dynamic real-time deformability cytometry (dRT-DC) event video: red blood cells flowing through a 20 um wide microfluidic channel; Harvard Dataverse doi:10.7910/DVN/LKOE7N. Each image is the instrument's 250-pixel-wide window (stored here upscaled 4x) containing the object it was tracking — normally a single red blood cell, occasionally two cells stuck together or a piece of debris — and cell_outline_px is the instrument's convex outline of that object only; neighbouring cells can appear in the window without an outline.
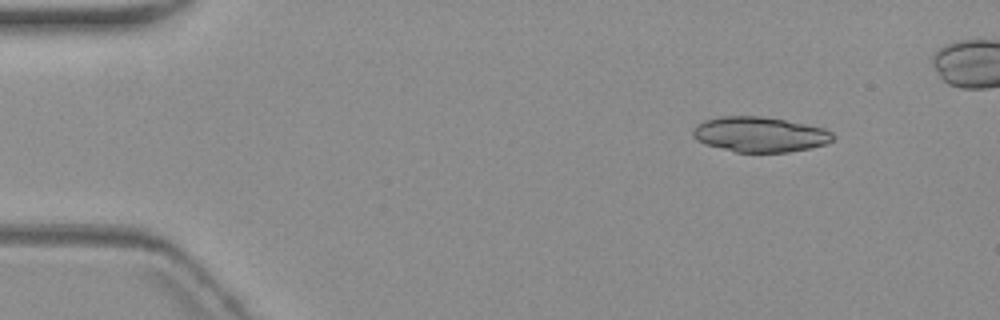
{"species": "common noctule bat (a hibernating species)", "species_latin": "Nyctalus noctula", "temperature_condition": "warm", "stored_images_in_passage": 4, "camera_frame_rate_fps": 3000, "um_per_image_px": 0.085, "animal": {"sex": "female", "body_mass_g": 19.3, "forearm_length_mm": 54.1}, "frame": {"image": 1, "passage_image": 1, "time_ms": 0.0, "image_size_px": [1000, 320], "cell_outline_px": [[836, 136], [832, 140], [824, 144], [808, 148], [788, 152], [736, 152], [704, 144], [696, 140], [692, 136], [692, 128], [696, 124], [704, 120], [720, 116], [764, 116], [824, 128], [832, 132]], "centroid_in_image_um": [64.53, 11.42], "position_along_channel_um": 20.5, "area_um2": 28.78}}